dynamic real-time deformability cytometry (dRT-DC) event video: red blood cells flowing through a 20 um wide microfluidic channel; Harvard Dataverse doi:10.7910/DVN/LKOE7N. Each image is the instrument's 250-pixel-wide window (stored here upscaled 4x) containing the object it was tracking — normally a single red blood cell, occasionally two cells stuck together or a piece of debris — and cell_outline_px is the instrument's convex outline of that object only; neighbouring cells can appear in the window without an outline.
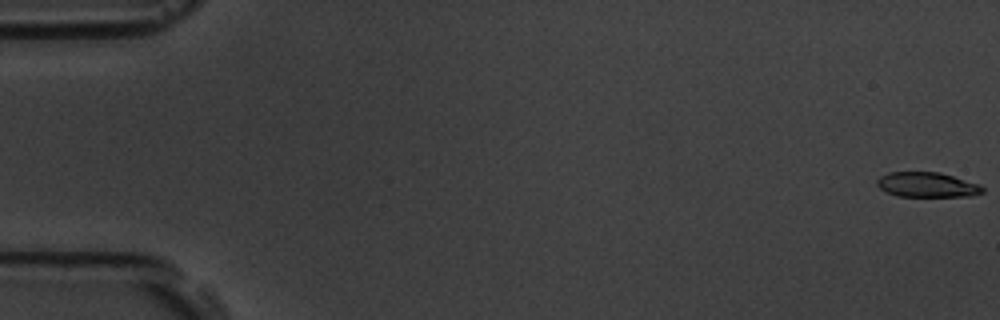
{"species": "common noctule bat (a hibernating species)", "species_latin": "Nyctalus noctula", "temperature_condition": "room temperature", "stored_images_in_passage": 54, "camera_frame_rate_fps": 3000, "um_per_image_px": 0.085, "animal": {"sex": "male", "body_mass_g": 19.5, "forearm_length_mm": 54.6}, "frame": {"image": 1, "passage_image": 1, "time_ms": 0.0, "image_size_px": [1000, 320], "cell_outline_px": [[984, 192], [972, 196], [896, 196], [880, 188], [876, 184], [876, 180], [880, 176], [888, 172], [940, 172], [980, 184], [984, 188]], "centroid_in_image_um": [78.81, 15.7], "position_along_channel_um": 6.2, "area_um2": 15.37}}
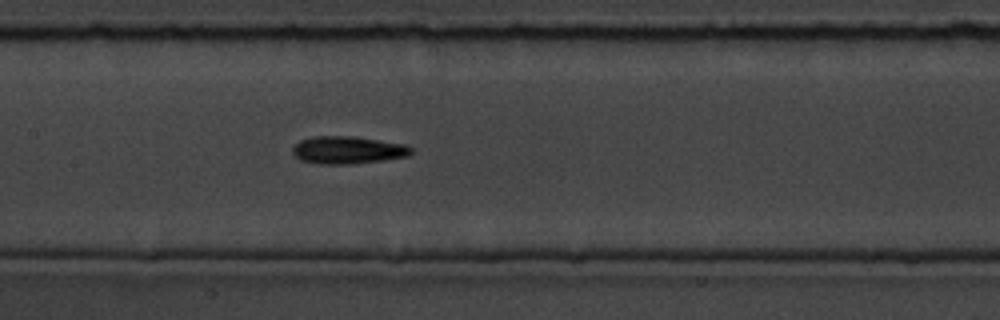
{"frame": {"image": 2, "passage_image": 27, "time_ms": 8.667, "image_size_px": [1000, 320], "cell_outline_px": [[412, 152], [408, 156], [384, 160], [352, 164], [316, 164], [300, 160], [292, 152], [292, 148], [300, 140], [312, 136], [356, 136], [404, 144], [412, 148]], "centroid_in_image_um": [29.54, 12.75], "position_along_channel_um": 177.9, "area_um2": 19.19}}
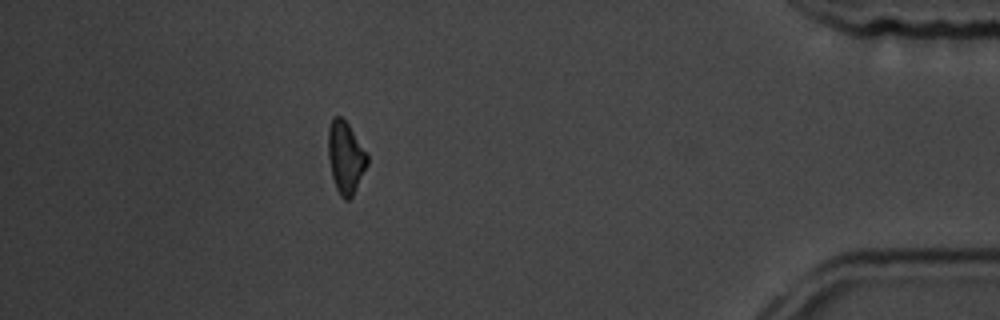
{"frame": {"image": 3, "passage_image": 49, "time_ms": 16.0, "image_size_px": [1000, 320], "cell_outline_px": [[368, 164], [352, 196], [348, 200], [344, 200], [340, 196], [336, 188], [332, 176], [328, 156], [328, 128], [332, 116], [340, 116], [348, 124], [368, 152]], "centroid_in_image_um": [29.38, 13.36], "position_along_channel_um": 405.8, "area_um2": 16.53}}